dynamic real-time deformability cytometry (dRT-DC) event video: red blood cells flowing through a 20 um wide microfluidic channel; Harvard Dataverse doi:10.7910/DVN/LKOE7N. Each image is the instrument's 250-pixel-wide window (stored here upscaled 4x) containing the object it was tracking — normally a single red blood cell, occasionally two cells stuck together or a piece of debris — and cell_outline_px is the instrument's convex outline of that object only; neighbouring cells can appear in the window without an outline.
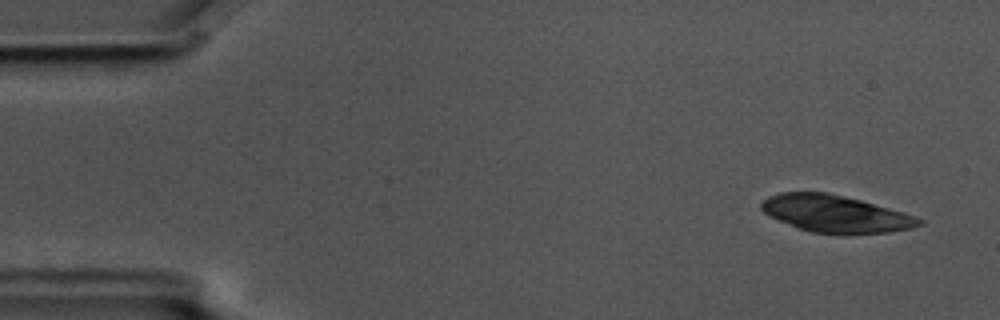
{"species": "common noctule bat (a hibernating species)", "species_latin": "Nyctalus noctula", "temperature_condition": "cold", "stored_images_in_passage": 7, "camera_frame_rate_fps": 3000, "um_per_image_px": 0.085, "animal": {"sex": "male", "body_mass_g": 17.5, "forearm_length_mm": 52.3}, "frame": {"image": 1, "passage_image": 1, "time_ms": 0.0, "image_size_px": [1000, 320], "cell_outline_px": [[924, 224], [912, 228], [888, 232], [812, 232], [800, 228], [768, 216], [760, 208], [760, 204], [768, 196], [780, 192], [828, 192], [860, 200], [904, 212], [916, 216], [924, 220]], "centroid_in_image_um": [71.01, 18.14], "position_along_channel_um": 14.0, "area_um2": 33.47}}